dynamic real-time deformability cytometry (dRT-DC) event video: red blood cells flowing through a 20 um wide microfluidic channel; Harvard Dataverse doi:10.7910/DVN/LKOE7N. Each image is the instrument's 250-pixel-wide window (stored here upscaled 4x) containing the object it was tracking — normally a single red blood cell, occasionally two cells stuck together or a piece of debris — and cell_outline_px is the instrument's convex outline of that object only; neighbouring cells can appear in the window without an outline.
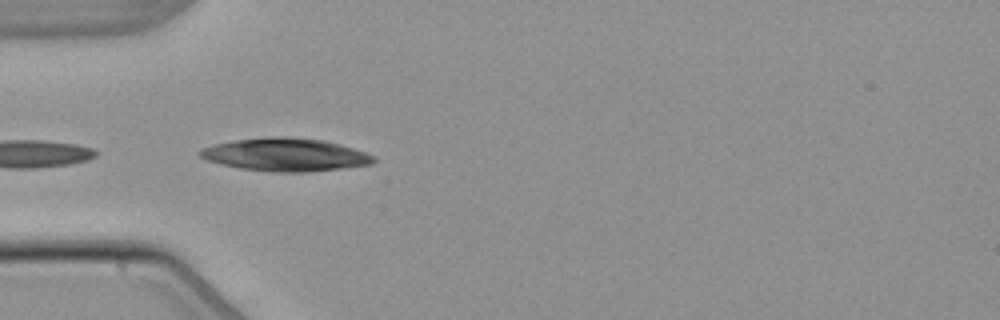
{"species": "common noctule bat (a hibernating species)", "species_latin": "Nyctalus noctula", "temperature_condition": "warm", "stored_images_in_passage": 4, "camera_frame_rate_fps": 3000, "um_per_image_px": 0.085, "animal": {"sex": "male", "body_mass_g": 21.5, "forearm_length_mm": 52.0}, "frame": {"image": 1, "passage_image": 3, "time_ms": 4.0, "image_size_px": [1000, 320], "cell_outline_px": [[376, 160], [372, 164], [308, 172], [272, 172], [240, 168], [220, 164], [208, 160], [200, 156], [196, 152], [200, 148], [212, 144], [232, 140], [272, 136], [288, 136], [324, 140], [340, 144], [364, 152], [372, 156]], "centroid_in_image_um": [24.19, 13.14], "position_along_channel_um": 60.8, "area_um2": 33.47}}